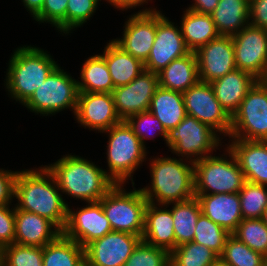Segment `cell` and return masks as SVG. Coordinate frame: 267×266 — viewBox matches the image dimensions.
<instances>
[{
    "label": "cell",
    "mask_w": 267,
    "mask_h": 266,
    "mask_svg": "<svg viewBox=\"0 0 267 266\" xmlns=\"http://www.w3.org/2000/svg\"><path fill=\"white\" fill-rule=\"evenodd\" d=\"M35 169L18 171L14 193L18 202L16 207L49 219L62 231L67 220L68 204L59 193L60 188L48 168L44 165Z\"/></svg>",
    "instance_id": "6da1fadb"
},
{
    "label": "cell",
    "mask_w": 267,
    "mask_h": 266,
    "mask_svg": "<svg viewBox=\"0 0 267 266\" xmlns=\"http://www.w3.org/2000/svg\"><path fill=\"white\" fill-rule=\"evenodd\" d=\"M53 174L61 193L88 202H98L116 184L106 170L76 155H64L45 165Z\"/></svg>",
    "instance_id": "7a4b0ae2"
},
{
    "label": "cell",
    "mask_w": 267,
    "mask_h": 266,
    "mask_svg": "<svg viewBox=\"0 0 267 266\" xmlns=\"http://www.w3.org/2000/svg\"><path fill=\"white\" fill-rule=\"evenodd\" d=\"M150 162L151 186L141 188L148 202L167 205L195 197L194 162L186 164L184 158L176 157H157Z\"/></svg>",
    "instance_id": "3957f363"
},
{
    "label": "cell",
    "mask_w": 267,
    "mask_h": 266,
    "mask_svg": "<svg viewBox=\"0 0 267 266\" xmlns=\"http://www.w3.org/2000/svg\"><path fill=\"white\" fill-rule=\"evenodd\" d=\"M57 66L47 51L32 46L19 47L9 59L5 87L11 98L23 105Z\"/></svg>",
    "instance_id": "277c9868"
},
{
    "label": "cell",
    "mask_w": 267,
    "mask_h": 266,
    "mask_svg": "<svg viewBox=\"0 0 267 266\" xmlns=\"http://www.w3.org/2000/svg\"><path fill=\"white\" fill-rule=\"evenodd\" d=\"M102 133L109 134L106 155L110 172H107V175L116 184H124L130 178L134 187L132 174L146 161V146L125 120Z\"/></svg>",
    "instance_id": "5b68a950"
},
{
    "label": "cell",
    "mask_w": 267,
    "mask_h": 266,
    "mask_svg": "<svg viewBox=\"0 0 267 266\" xmlns=\"http://www.w3.org/2000/svg\"><path fill=\"white\" fill-rule=\"evenodd\" d=\"M225 152L221 157L210 155L194 162L195 194L238 193L241 190L245 182L243 172L230 149L226 148Z\"/></svg>",
    "instance_id": "8992f818"
},
{
    "label": "cell",
    "mask_w": 267,
    "mask_h": 266,
    "mask_svg": "<svg viewBox=\"0 0 267 266\" xmlns=\"http://www.w3.org/2000/svg\"><path fill=\"white\" fill-rule=\"evenodd\" d=\"M122 183L115 184L101 199L103 211L113 231L142 237L148 201L141 189L126 192Z\"/></svg>",
    "instance_id": "52a82bcc"
},
{
    "label": "cell",
    "mask_w": 267,
    "mask_h": 266,
    "mask_svg": "<svg viewBox=\"0 0 267 266\" xmlns=\"http://www.w3.org/2000/svg\"><path fill=\"white\" fill-rule=\"evenodd\" d=\"M78 94L77 80L58 65L23 105L44 116L70 108L75 115Z\"/></svg>",
    "instance_id": "ba28073f"
},
{
    "label": "cell",
    "mask_w": 267,
    "mask_h": 266,
    "mask_svg": "<svg viewBox=\"0 0 267 266\" xmlns=\"http://www.w3.org/2000/svg\"><path fill=\"white\" fill-rule=\"evenodd\" d=\"M165 141L174 154L192 162L210 156L222 145L217 131L189 115L168 131Z\"/></svg>",
    "instance_id": "9c48e42d"
},
{
    "label": "cell",
    "mask_w": 267,
    "mask_h": 266,
    "mask_svg": "<svg viewBox=\"0 0 267 266\" xmlns=\"http://www.w3.org/2000/svg\"><path fill=\"white\" fill-rule=\"evenodd\" d=\"M229 138L267 141V84L257 80L231 117Z\"/></svg>",
    "instance_id": "30bf717a"
},
{
    "label": "cell",
    "mask_w": 267,
    "mask_h": 266,
    "mask_svg": "<svg viewBox=\"0 0 267 266\" xmlns=\"http://www.w3.org/2000/svg\"><path fill=\"white\" fill-rule=\"evenodd\" d=\"M182 95L187 115L209 125L220 135H230L231 117L215 97L210 83L199 81Z\"/></svg>",
    "instance_id": "8fae6325"
},
{
    "label": "cell",
    "mask_w": 267,
    "mask_h": 266,
    "mask_svg": "<svg viewBox=\"0 0 267 266\" xmlns=\"http://www.w3.org/2000/svg\"><path fill=\"white\" fill-rule=\"evenodd\" d=\"M236 69L263 80L267 73V30L248 25L232 35Z\"/></svg>",
    "instance_id": "7c38bea8"
},
{
    "label": "cell",
    "mask_w": 267,
    "mask_h": 266,
    "mask_svg": "<svg viewBox=\"0 0 267 266\" xmlns=\"http://www.w3.org/2000/svg\"><path fill=\"white\" fill-rule=\"evenodd\" d=\"M157 11L156 36L147 60L145 70L158 74L170 62L187 55L190 50L186 47L180 27Z\"/></svg>",
    "instance_id": "4fadbf2b"
},
{
    "label": "cell",
    "mask_w": 267,
    "mask_h": 266,
    "mask_svg": "<svg viewBox=\"0 0 267 266\" xmlns=\"http://www.w3.org/2000/svg\"><path fill=\"white\" fill-rule=\"evenodd\" d=\"M141 239L139 235L112 231L84 247L85 266H123Z\"/></svg>",
    "instance_id": "5bb4252c"
},
{
    "label": "cell",
    "mask_w": 267,
    "mask_h": 266,
    "mask_svg": "<svg viewBox=\"0 0 267 266\" xmlns=\"http://www.w3.org/2000/svg\"><path fill=\"white\" fill-rule=\"evenodd\" d=\"M77 209L79 211H73L68 206L67 220L62 234L83 248L113 231L99 201L88 202L85 207Z\"/></svg>",
    "instance_id": "9a60e30c"
},
{
    "label": "cell",
    "mask_w": 267,
    "mask_h": 266,
    "mask_svg": "<svg viewBox=\"0 0 267 266\" xmlns=\"http://www.w3.org/2000/svg\"><path fill=\"white\" fill-rule=\"evenodd\" d=\"M157 11L156 8H144L134 13L125 22L123 37L113 39L126 53L143 63L150 54L156 36Z\"/></svg>",
    "instance_id": "2e32d148"
},
{
    "label": "cell",
    "mask_w": 267,
    "mask_h": 266,
    "mask_svg": "<svg viewBox=\"0 0 267 266\" xmlns=\"http://www.w3.org/2000/svg\"><path fill=\"white\" fill-rule=\"evenodd\" d=\"M159 87L158 74L143 70L132 82L113 89L115 109L121 120L149 111L151 99Z\"/></svg>",
    "instance_id": "e0dca14e"
},
{
    "label": "cell",
    "mask_w": 267,
    "mask_h": 266,
    "mask_svg": "<svg viewBox=\"0 0 267 266\" xmlns=\"http://www.w3.org/2000/svg\"><path fill=\"white\" fill-rule=\"evenodd\" d=\"M74 116L85 128L100 133L122 121L116 112L112 93L79 92Z\"/></svg>",
    "instance_id": "ac0fdd59"
},
{
    "label": "cell",
    "mask_w": 267,
    "mask_h": 266,
    "mask_svg": "<svg viewBox=\"0 0 267 266\" xmlns=\"http://www.w3.org/2000/svg\"><path fill=\"white\" fill-rule=\"evenodd\" d=\"M199 79L211 83L236 69L232 36L220 35L195 51Z\"/></svg>",
    "instance_id": "d6986e66"
},
{
    "label": "cell",
    "mask_w": 267,
    "mask_h": 266,
    "mask_svg": "<svg viewBox=\"0 0 267 266\" xmlns=\"http://www.w3.org/2000/svg\"><path fill=\"white\" fill-rule=\"evenodd\" d=\"M230 140L227 148L239 163L245 181L267 186V141Z\"/></svg>",
    "instance_id": "ffe728a7"
},
{
    "label": "cell",
    "mask_w": 267,
    "mask_h": 266,
    "mask_svg": "<svg viewBox=\"0 0 267 266\" xmlns=\"http://www.w3.org/2000/svg\"><path fill=\"white\" fill-rule=\"evenodd\" d=\"M15 243L44 247L54 241L62 231L49 219L14 207Z\"/></svg>",
    "instance_id": "44dd1931"
},
{
    "label": "cell",
    "mask_w": 267,
    "mask_h": 266,
    "mask_svg": "<svg viewBox=\"0 0 267 266\" xmlns=\"http://www.w3.org/2000/svg\"><path fill=\"white\" fill-rule=\"evenodd\" d=\"M202 213L232 234L243 220L238 193L195 194Z\"/></svg>",
    "instance_id": "7402d4cb"
},
{
    "label": "cell",
    "mask_w": 267,
    "mask_h": 266,
    "mask_svg": "<svg viewBox=\"0 0 267 266\" xmlns=\"http://www.w3.org/2000/svg\"><path fill=\"white\" fill-rule=\"evenodd\" d=\"M162 206L148 202L142 240L171 253L176 248L173 216L171 209Z\"/></svg>",
    "instance_id": "603a6c76"
},
{
    "label": "cell",
    "mask_w": 267,
    "mask_h": 266,
    "mask_svg": "<svg viewBox=\"0 0 267 266\" xmlns=\"http://www.w3.org/2000/svg\"><path fill=\"white\" fill-rule=\"evenodd\" d=\"M256 81L251 74L235 69L210 84L222 108L232 117Z\"/></svg>",
    "instance_id": "cb8c5ba5"
},
{
    "label": "cell",
    "mask_w": 267,
    "mask_h": 266,
    "mask_svg": "<svg viewBox=\"0 0 267 266\" xmlns=\"http://www.w3.org/2000/svg\"><path fill=\"white\" fill-rule=\"evenodd\" d=\"M158 77L159 86L162 88L180 93L187 91L200 81L195 52L190 51L170 62L158 73Z\"/></svg>",
    "instance_id": "d4e9b609"
},
{
    "label": "cell",
    "mask_w": 267,
    "mask_h": 266,
    "mask_svg": "<svg viewBox=\"0 0 267 266\" xmlns=\"http://www.w3.org/2000/svg\"><path fill=\"white\" fill-rule=\"evenodd\" d=\"M100 55L108 66L114 88L129 84L145 69L140 59L126 53L113 40L107 43Z\"/></svg>",
    "instance_id": "484cf974"
},
{
    "label": "cell",
    "mask_w": 267,
    "mask_h": 266,
    "mask_svg": "<svg viewBox=\"0 0 267 266\" xmlns=\"http://www.w3.org/2000/svg\"><path fill=\"white\" fill-rule=\"evenodd\" d=\"M210 15L220 35L232 36L249 25V1L219 0Z\"/></svg>",
    "instance_id": "4316f807"
},
{
    "label": "cell",
    "mask_w": 267,
    "mask_h": 266,
    "mask_svg": "<svg viewBox=\"0 0 267 266\" xmlns=\"http://www.w3.org/2000/svg\"><path fill=\"white\" fill-rule=\"evenodd\" d=\"M180 30L186 47L192 52L220 36L210 14L197 13L188 8L183 14Z\"/></svg>",
    "instance_id": "83f0119b"
},
{
    "label": "cell",
    "mask_w": 267,
    "mask_h": 266,
    "mask_svg": "<svg viewBox=\"0 0 267 266\" xmlns=\"http://www.w3.org/2000/svg\"><path fill=\"white\" fill-rule=\"evenodd\" d=\"M149 111L167 131L175 128L187 115L182 93L160 86L151 99Z\"/></svg>",
    "instance_id": "f1b7e54d"
},
{
    "label": "cell",
    "mask_w": 267,
    "mask_h": 266,
    "mask_svg": "<svg viewBox=\"0 0 267 266\" xmlns=\"http://www.w3.org/2000/svg\"><path fill=\"white\" fill-rule=\"evenodd\" d=\"M43 266H85L84 248L61 233L43 247Z\"/></svg>",
    "instance_id": "f546056e"
},
{
    "label": "cell",
    "mask_w": 267,
    "mask_h": 266,
    "mask_svg": "<svg viewBox=\"0 0 267 266\" xmlns=\"http://www.w3.org/2000/svg\"><path fill=\"white\" fill-rule=\"evenodd\" d=\"M171 204L173 205L171 211L176 247L187 242H193L197 220L202 213L198 199L193 197L186 201L163 205V207L167 208Z\"/></svg>",
    "instance_id": "4dcf8cb0"
},
{
    "label": "cell",
    "mask_w": 267,
    "mask_h": 266,
    "mask_svg": "<svg viewBox=\"0 0 267 266\" xmlns=\"http://www.w3.org/2000/svg\"><path fill=\"white\" fill-rule=\"evenodd\" d=\"M81 69V81H77L79 92H113L114 84L108 66L100 54L89 57Z\"/></svg>",
    "instance_id": "1f68e13d"
},
{
    "label": "cell",
    "mask_w": 267,
    "mask_h": 266,
    "mask_svg": "<svg viewBox=\"0 0 267 266\" xmlns=\"http://www.w3.org/2000/svg\"><path fill=\"white\" fill-rule=\"evenodd\" d=\"M219 256L204 245L187 242L170 253V266H215Z\"/></svg>",
    "instance_id": "d6a6232c"
},
{
    "label": "cell",
    "mask_w": 267,
    "mask_h": 266,
    "mask_svg": "<svg viewBox=\"0 0 267 266\" xmlns=\"http://www.w3.org/2000/svg\"><path fill=\"white\" fill-rule=\"evenodd\" d=\"M265 256L230 234L219 260L230 266H263Z\"/></svg>",
    "instance_id": "836d02e7"
},
{
    "label": "cell",
    "mask_w": 267,
    "mask_h": 266,
    "mask_svg": "<svg viewBox=\"0 0 267 266\" xmlns=\"http://www.w3.org/2000/svg\"><path fill=\"white\" fill-rule=\"evenodd\" d=\"M238 194L243 219H261L267 208V186L245 181Z\"/></svg>",
    "instance_id": "e575fe53"
},
{
    "label": "cell",
    "mask_w": 267,
    "mask_h": 266,
    "mask_svg": "<svg viewBox=\"0 0 267 266\" xmlns=\"http://www.w3.org/2000/svg\"><path fill=\"white\" fill-rule=\"evenodd\" d=\"M229 235L230 233L224 228L201 213L197 220L193 242L206 246L220 256Z\"/></svg>",
    "instance_id": "d590c367"
},
{
    "label": "cell",
    "mask_w": 267,
    "mask_h": 266,
    "mask_svg": "<svg viewBox=\"0 0 267 266\" xmlns=\"http://www.w3.org/2000/svg\"><path fill=\"white\" fill-rule=\"evenodd\" d=\"M0 266H43V247L17 243L4 246Z\"/></svg>",
    "instance_id": "8d00e7d4"
},
{
    "label": "cell",
    "mask_w": 267,
    "mask_h": 266,
    "mask_svg": "<svg viewBox=\"0 0 267 266\" xmlns=\"http://www.w3.org/2000/svg\"><path fill=\"white\" fill-rule=\"evenodd\" d=\"M232 235L267 257V225L262 219H243Z\"/></svg>",
    "instance_id": "74e56055"
},
{
    "label": "cell",
    "mask_w": 267,
    "mask_h": 266,
    "mask_svg": "<svg viewBox=\"0 0 267 266\" xmlns=\"http://www.w3.org/2000/svg\"><path fill=\"white\" fill-rule=\"evenodd\" d=\"M170 252L142 239L123 266H170Z\"/></svg>",
    "instance_id": "f35d334b"
},
{
    "label": "cell",
    "mask_w": 267,
    "mask_h": 266,
    "mask_svg": "<svg viewBox=\"0 0 267 266\" xmlns=\"http://www.w3.org/2000/svg\"><path fill=\"white\" fill-rule=\"evenodd\" d=\"M131 127L133 132L137 135L141 143L144 145L147 138H154V131L161 135L166 140L168 131L162 125V123L156 118L150 111H144L138 114H134L125 120ZM153 134V136H151Z\"/></svg>",
    "instance_id": "ab89813d"
},
{
    "label": "cell",
    "mask_w": 267,
    "mask_h": 266,
    "mask_svg": "<svg viewBox=\"0 0 267 266\" xmlns=\"http://www.w3.org/2000/svg\"><path fill=\"white\" fill-rule=\"evenodd\" d=\"M101 0H68L66 8V34L87 23L96 12Z\"/></svg>",
    "instance_id": "60d3db41"
},
{
    "label": "cell",
    "mask_w": 267,
    "mask_h": 266,
    "mask_svg": "<svg viewBox=\"0 0 267 266\" xmlns=\"http://www.w3.org/2000/svg\"><path fill=\"white\" fill-rule=\"evenodd\" d=\"M68 0H45L42 10L34 17L39 23H50L66 34V8Z\"/></svg>",
    "instance_id": "b9f144b4"
},
{
    "label": "cell",
    "mask_w": 267,
    "mask_h": 266,
    "mask_svg": "<svg viewBox=\"0 0 267 266\" xmlns=\"http://www.w3.org/2000/svg\"><path fill=\"white\" fill-rule=\"evenodd\" d=\"M10 205H0V250L15 243V215Z\"/></svg>",
    "instance_id": "7bdbcfd3"
},
{
    "label": "cell",
    "mask_w": 267,
    "mask_h": 266,
    "mask_svg": "<svg viewBox=\"0 0 267 266\" xmlns=\"http://www.w3.org/2000/svg\"><path fill=\"white\" fill-rule=\"evenodd\" d=\"M18 171L0 169V205L10 204L15 193V179Z\"/></svg>",
    "instance_id": "ee69618b"
},
{
    "label": "cell",
    "mask_w": 267,
    "mask_h": 266,
    "mask_svg": "<svg viewBox=\"0 0 267 266\" xmlns=\"http://www.w3.org/2000/svg\"><path fill=\"white\" fill-rule=\"evenodd\" d=\"M249 25L267 30V0L249 1Z\"/></svg>",
    "instance_id": "f6af8a7d"
},
{
    "label": "cell",
    "mask_w": 267,
    "mask_h": 266,
    "mask_svg": "<svg viewBox=\"0 0 267 266\" xmlns=\"http://www.w3.org/2000/svg\"><path fill=\"white\" fill-rule=\"evenodd\" d=\"M219 0H194V3L188 9L201 13L211 14L218 5Z\"/></svg>",
    "instance_id": "bcb514c9"
},
{
    "label": "cell",
    "mask_w": 267,
    "mask_h": 266,
    "mask_svg": "<svg viewBox=\"0 0 267 266\" xmlns=\"http://www.w3.org/2000/svg\"><path fill=\"white\" fill-rule=\"evenodd\" d=\"M110 3V5L114 6L115 8H118L119 10L129 8H136L137 6H141L145 3H148L150 0H106ZM145 2V3H144Z\"/></svg>",
    "instance_id": "7dc6e473"
},
{
    "label": "cell",
    "mask_w": 267,
    "mask_h": 266,
    "mask_svg": "<svg viewBox=\"0 0 267 266\" xmlns=\"http://www.w3.org/2000/svg\"><path fill=\"white\" fill-rule=\"evenodd\" d=\"M22 2L26 10L35 17L42 10L45 0H22Z\"/></svg>",
    "instance_id": "c3c4849f"
},
{
    "label": "cell",
    "mask_w": 267,
    "mask_h": 266,
    "mask_svg": "<svg viewBox=\"0 0 267 266\" xmlns=\"http://www.w3.org/2000/svg\"><path fill=\"white\" fill-rule=\"evenodd\" d=\"M263 222L267 225V208L265 209L263 216L261 218Z\"/></svg>",
    "instance_id": "681fc988"
},
{
    "label": "cell",
    "mask_w": 267,
    "mask_h": 266,
    "mask_svg": "<svg viewBox=\"0 0 267 266\" xmlns=\"http://www.w3.org/2000/svg\"><path fill=\"white\" fill-rule=\"evenodd\" d=\"M215 266H230V265H228V264H226V263H224V262L218 260V261H217V264H216Z\"/></svg>",
    "instance_id": "f907efd6"
},
{
    "label": "cell",
    "mask_w": 267,
    "mask_h": 266,
    "mask_svg": "<svg viewBox=\"0 0 267 266\" xmlns=\"http://www.w3.org/2000/svg\"><path fill=\"white\" fill-rule=\"evenodd\" d=\"M263 266H267V257L264 260Z\"/></svg>",
    "instance_id": "816d5d0a"
},
{
    "label": "cell",
    "mask_w": 267,
    "mask_h": 266,
    "mask_svg": "<svg viewBox=\"0 0 267 266\" xmlns=\"http://www.w3.org/2000/svg\"><path fill=\"white\" fill-rule=\"evenodd\" d=\"M263 81L267 84V73H266V76L264 77Z\"/></svg>",
    "instance_id": "f5cc1de1"
}]
</instances>
